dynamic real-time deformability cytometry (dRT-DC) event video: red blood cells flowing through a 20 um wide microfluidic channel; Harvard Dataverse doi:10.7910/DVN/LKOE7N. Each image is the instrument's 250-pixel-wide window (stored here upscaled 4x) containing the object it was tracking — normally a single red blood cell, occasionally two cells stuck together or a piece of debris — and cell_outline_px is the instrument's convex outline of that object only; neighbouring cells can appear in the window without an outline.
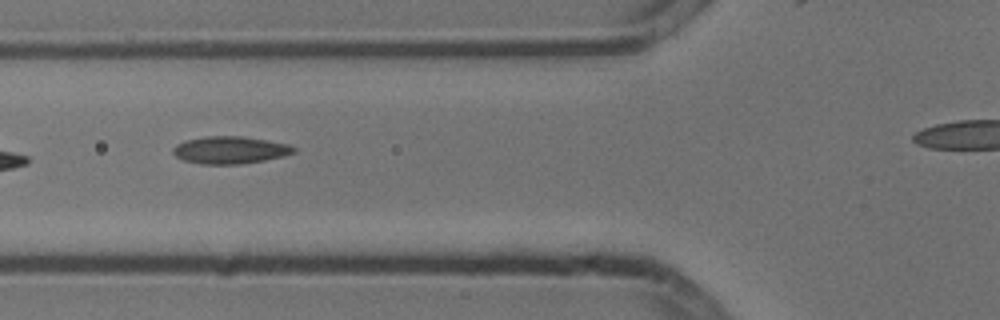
{"species": "common noctule bat (a hibernating species)", "species_latin": "Nyctalus noctula", "temperature_condition": "cold", "stored_images_in_passage": 10, "camera_frame_rate_fps": 3000, "um_per_image_px": 0.085, "animal": {"sex": "male", "body_mass_g": 13.3}, "frame": {"image": 1, "passage_image": 5, "time_ms": 1.333, "image_size_px": [1000, 320], "cell_outline_px": [[296, 152], [284, 156], [264, 160], [240, 164], [200, 164], [184, 160], [176, 156], [172, 152], [172, 148], [176, 144], [184, 140], [208, 136], [244, 136], [288, 144], [296, 148]], "centroid_in_image_um": [19.54, 12.75], "position_along_channel_um": 106.3, "area_um2": 19.31}}
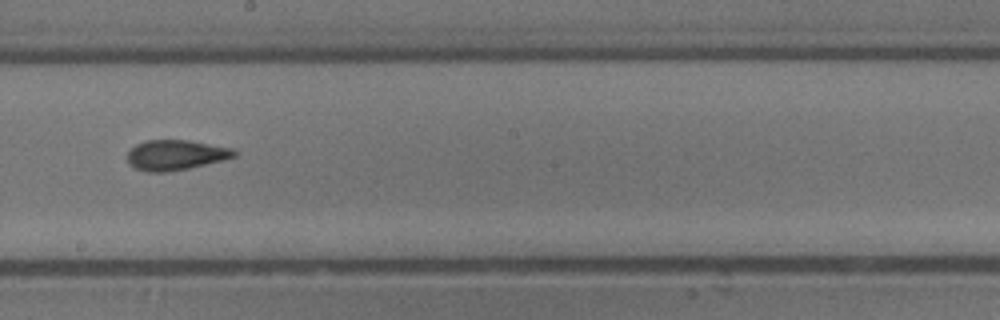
{"frame": {"image": 2, "passage_image": 8, "time_ms": 2.333, "image_size_px": [1000, 320], "cell_outline_px": [[236, 156], [224, 160], [188, 168], [168, 172], [148, 172], [136, 168], [128, 164], [128, 152], [136, 144], [144, 140], [188, 140], [236, 148]], "centroid_in_image_um": [14.96, 13.17], "position_along_channel_um": 233.2, "area_um2": 18.9}}
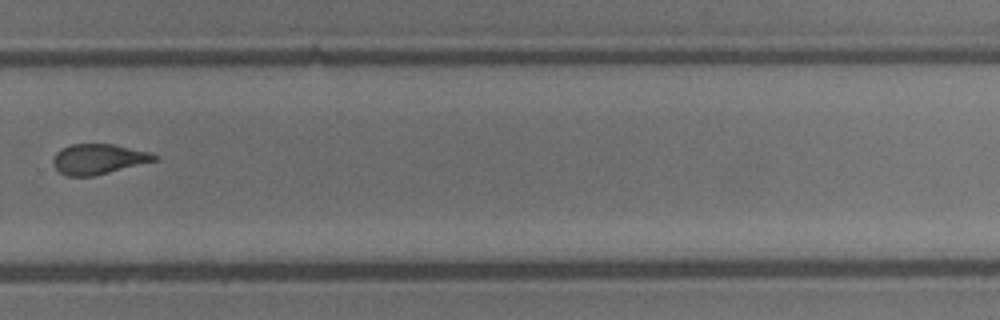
{"frame": {"image": 3, "passage_image": 10, "time_ms": 3.0, "image_size_px": [1000, 320], "cell_outline_px": [[160, 160], [92, 176], [68, 176], [60, 172], [52, 164], [52, 160], [56, 152], [72, 144], [112, 144], [148, 152], [160, 156]], "centroid_in_image_um": [8.39, 13.52], "position_along_channel_um": 321.4, "area_um2": 17.74}}